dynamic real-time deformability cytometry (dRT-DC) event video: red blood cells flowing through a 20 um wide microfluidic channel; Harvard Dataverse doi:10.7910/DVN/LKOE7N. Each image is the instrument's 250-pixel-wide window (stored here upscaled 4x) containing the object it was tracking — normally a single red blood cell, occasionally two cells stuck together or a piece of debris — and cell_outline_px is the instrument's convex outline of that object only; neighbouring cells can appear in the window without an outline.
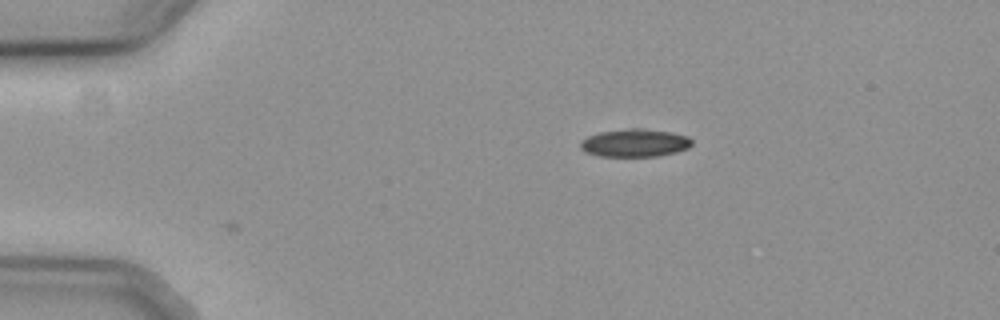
{"species": "common noctule bat (a hibernating species)", "species_latin": "Nyctalus noctula", "temperature_condition": "cold", "stored_images_in_passage": 2, "camera_frame_rate_fps": 3000, "um_per_image_px": 0.085, "animal": {"sex": "female", "body_mass_g": 19.3, "forearm_length_mm": 54.1}, "frame": {"image": 1, "passage_image": 1, "time_ms": 0.0, "image_size_px": [1000, 320], "cell_outline_px": [[692, 144], [688, 148], [676, 152], [660, 156], [600, 156], [584, 152], [580, 148], [580, 140], [588, 136], [600, 132], [628, 128], [640, 128], [668, 132], [688, 136], [692, 140]], "centroid_in_image_um": [53.93, 12.15], "position_along_channel_um": 31.1, "area_um2": 18.15}}